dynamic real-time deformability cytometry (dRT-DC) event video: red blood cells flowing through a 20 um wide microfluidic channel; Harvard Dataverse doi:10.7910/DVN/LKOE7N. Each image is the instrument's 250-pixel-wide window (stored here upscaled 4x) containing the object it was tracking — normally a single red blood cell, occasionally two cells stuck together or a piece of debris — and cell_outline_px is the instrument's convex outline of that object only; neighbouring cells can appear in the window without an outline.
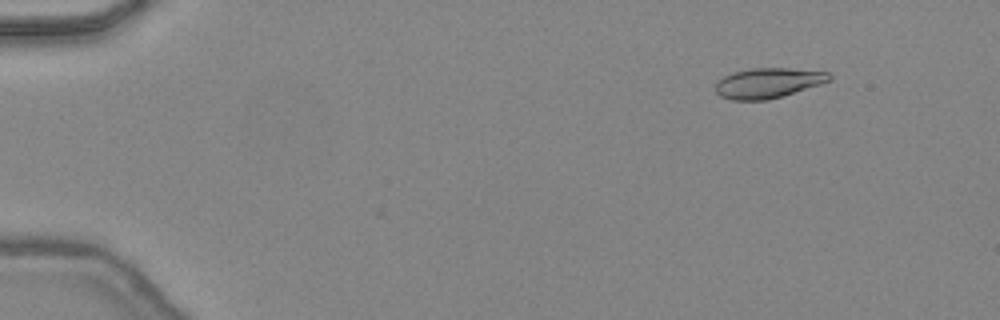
{"species": "common noctule bat (a hibernating species)", "species_latin": "Nyctalus noctula", "temperature_condition": "warm", "stored_images_in_passage": 42, "camera_frame_rate_fps": 3000, "um_per_image_px": 0.085, "animal": {"sex": "female", "body_mass_g": 24.6, "forearm_length_mm": 56.2}, "frame": {"image": 1, "passage_image": 1, "time_ms": 0.0, "image_size_px": [1000, 320], "cell_outline_px": [[832, 80], [820, 84], [768, 100], [732, 100], [720, 96], [716, 92], [716, 84], [724, 76], [732, 72], [752, 68], [788, 68], [828, 72], [832, 76]], "centroid_in_image_um": [65.28, 7.05], "position_along_channel_um": 19.7, "area_um2": 19.83}}
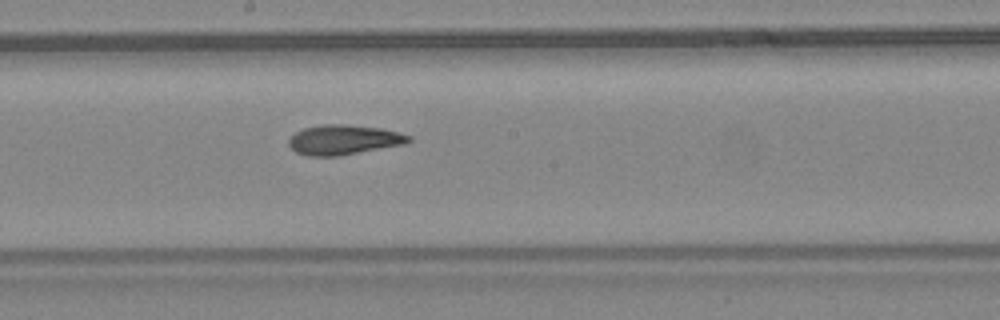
{"frame": {"image": 2, "passage_image": 22, "time_ms": 7.0, "image_size_px": [1000, 320], "cell_outline_px": [[412, 140], [404, 144], [336, 156], [308, 156], [296, 152], [288, 144], [288, 140], [296, 132], [304, 128], [324, 124], [344, 124], [380, 128], [400, 132], [412, 136]], "centroid_in_image_um": [29.22, 11.87], "position_along_channel_um": 219.0, "area_um2": 20.69}}
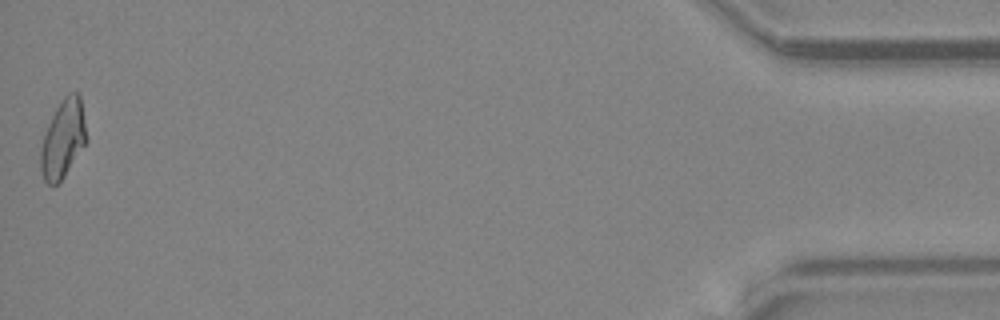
{"frame": {"image": 3, "passage_image": 42, "time_ms": 13.667, "image_size_px": [1000, 320], "cell_outline_px": [[88, 140], [64, 176], [52, 188], [44, 180], [40, 168], [40, 152], [44, 136], [48, 124], [56, 108], [64, 96], [68, 92], [80, 92]], "centroid_in_image_um": [5.37, 11.79], "position_along_channel_um": 429.8, "area_um2": 20.92}, "authors_computed_cell_mechanics": {"area_um2": 20.6635, "velocity_mm_per_s": 4.4899, "shape_relaxation_time_tau1_ms": null, "shape_relaxation_time_tau2_ms": 3.3718, "deformation_change_tau1": null, "deformation_change_tau2": 0.0999}}